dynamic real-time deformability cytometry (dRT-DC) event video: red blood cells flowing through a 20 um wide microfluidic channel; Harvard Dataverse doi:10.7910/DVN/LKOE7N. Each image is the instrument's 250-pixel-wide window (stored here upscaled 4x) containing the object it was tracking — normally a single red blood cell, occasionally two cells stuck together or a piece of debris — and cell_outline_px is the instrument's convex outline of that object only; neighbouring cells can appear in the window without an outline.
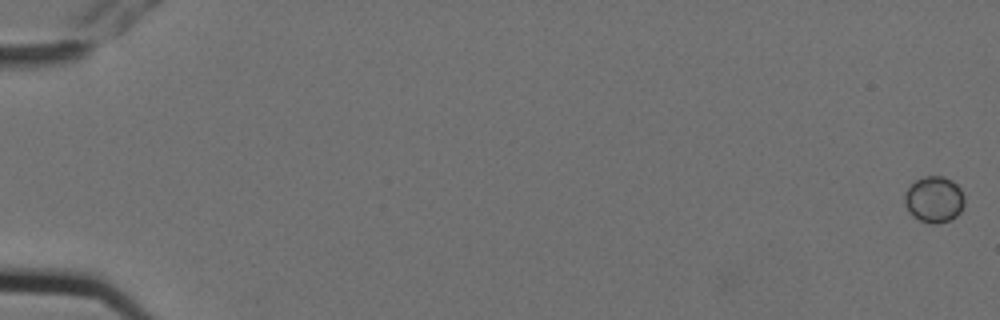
{"species": "Egyptian fruit bat (a non-hibernating species)", "species_latin": "Rousettus aegyptiacus", "temperature_condition": "cold", "stored_images_in_passage": 5, "camera_frame_rate_fps": 3000, "um_per_image_px": 0.085, "animal": {"sex": "female"}, "frame": {"image": 1, "passage_image": 1, "time_ms": 0.0, "image_size_px": [1000, 320], "cell_outline_px": [[964, 204], [960, 212], [956, 216], [948, 220], [936, 224], [932, 224], [920, 220], [912, 216], [908, 212], [904, 204], [904, 192], [916, 180], [924, 176], [944, 176], [952, 180], [960, 188], [964, 196]], "centroid_in_image_um": [79.38, 16.95], "position_along_channel_um": 5.6, "area_um2": 16.24}}
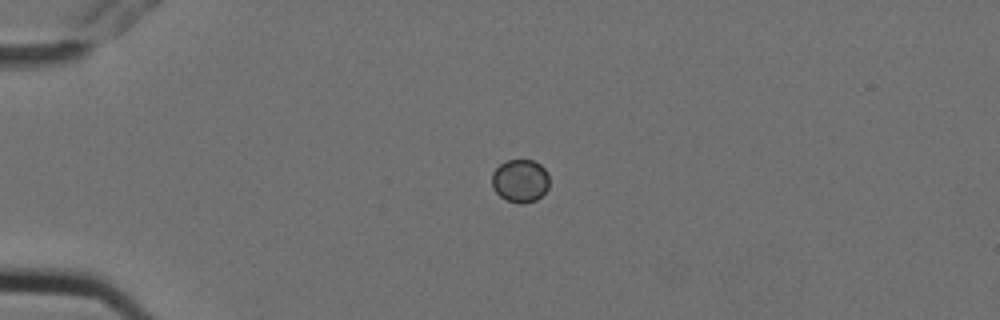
{"frame": {"image": 2, "passage_image": 4, "time_ms": 1.0, "image_size_px": [1000, 320], "cell_outline_px": [[548, 188], [536, 200], [524, 204], [520, 204], [508, 200], [500, 196], [492, 188], [492, 172], [504, 160], [532, 160], [540, 164], [548, 172]], "centroid_in_image_um": [44.21, 15.36], "position_along_channel_um": 40.8, "area_um2": 14.45}}